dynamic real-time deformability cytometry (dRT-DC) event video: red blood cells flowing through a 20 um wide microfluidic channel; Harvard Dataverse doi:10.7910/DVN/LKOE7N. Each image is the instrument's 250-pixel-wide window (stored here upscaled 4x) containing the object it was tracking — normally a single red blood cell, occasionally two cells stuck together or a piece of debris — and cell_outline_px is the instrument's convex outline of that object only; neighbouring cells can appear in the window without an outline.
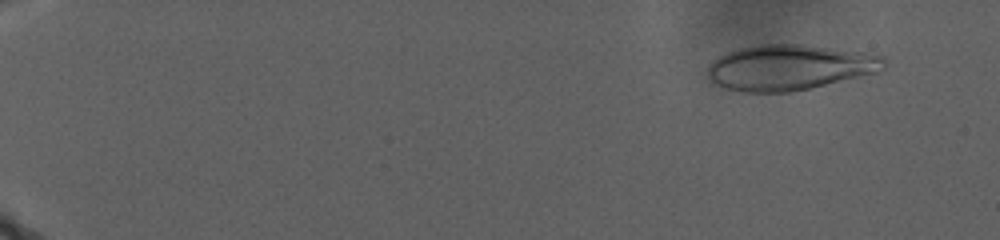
{"species": "human", "species_latin": "Homo sapiens", "temperature_condition": "warm", "stored_images_in_passage": 70, "camera_frame_rate_fps": 3000, "um_per_image_px": 0.085, "donor": {"sex": "male"}, "frame": {"image": 1, "passage_image": 6, "time_ms": 1.333, "image_size_px": [1000, 240], "cell_outline_px": [[888, 60], [884, 68], [880, 72], [812, 88], [788, 92], [740, 92], [712, 84], [708, 76], [708, 64], [712, 60], [728, 52], [740, 48], [760, 44], [804, 44], [864, 52], [884, 56]], "centroid_in_image_um": [67.14, 5.73], "position_along_channel_um": 17.9, "area_um2": 47.28}}
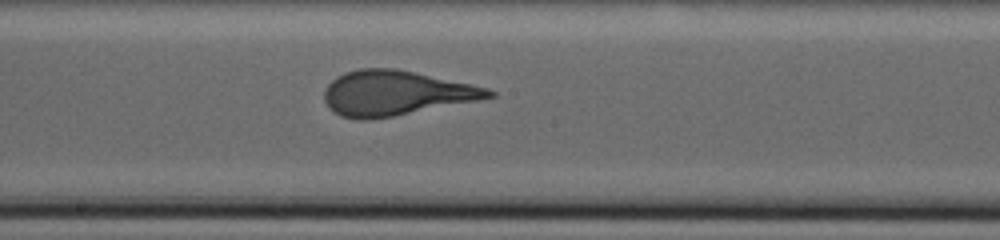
{"frame": {"image": 2, "passage_image": 52, "time_ms": 19.667, "image_size_px": [1000, 240], "cell_outline_px": [[496, 96], [476, 100], [392, 116], [368, 120], [360, 120], [340, 116], [332, 112], [328, 108], [324, 100], [324, 92], [328, 84], [336, 76], [344, 72], [360, 68], [396, 68], [488, 88], [496, 92]], "centroid_in_image_um": [33.56, 7.91], "position_along_channel_um": 214.6, "area_um2": 42.66}}
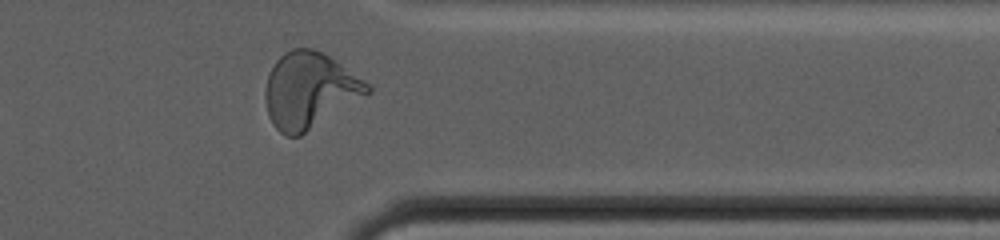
{"frame": {"image": 3, "passage_image": 67, "time_ms": 28.0, "image_size_px": [1000, 240], "cell_outline_px": [[372, 92], [300, 136], [284, 136], [272, 124], [268, 116], [264, 100], [264, 92], [268, 76], [276, 60], [284, 52], [292, 48], [312, 48], [328, 56], [364, 80], [372, 88]], "centroid_in_image_um": [26.28, 7.7], "position_along_channel_um": 385.1, "area_um2": 44.91}}